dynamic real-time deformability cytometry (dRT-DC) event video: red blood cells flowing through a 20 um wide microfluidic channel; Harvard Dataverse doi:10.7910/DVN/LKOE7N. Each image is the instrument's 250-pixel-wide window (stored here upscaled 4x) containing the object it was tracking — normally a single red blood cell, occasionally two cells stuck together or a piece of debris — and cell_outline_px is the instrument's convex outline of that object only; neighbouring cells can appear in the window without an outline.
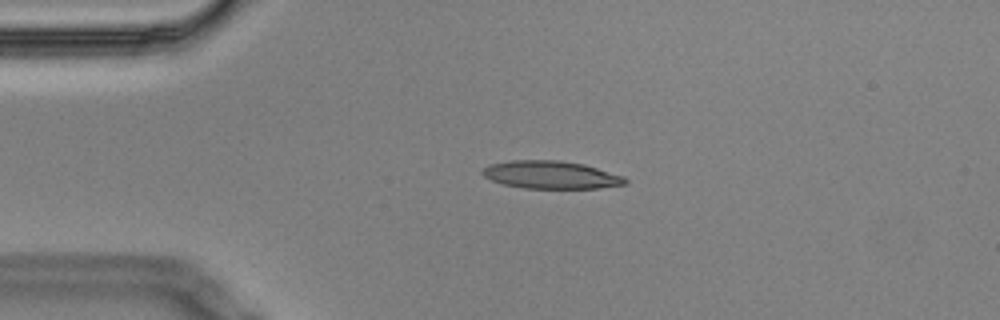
{"species": "Egyptian fruit bat (a non-hibernating species)", "species_latin": "Rousettus aegyptiacus", "temperature_condition": "cold", "stored_images_in_passage": 3, "camera_frame_rate_fps": 3000, "um_per_image_px": 0.085, "animal": {"sex": "male"}, "frame": {"image": 1, "passage_image": 2, "time_ms": 0.333, "image_size_px": [1000, 320], "cell_outline_px": [[628, 184], [600, 188], [524, 188], [504, 184], [492, 180], [484, 176], [480, 172], [488, 164], [512, 160], [560, 160], [584, 164], [624, 176], [628, 180]], "centroid_in_image_um": [46.85, 14.85], "position_along_channel_um": 38.1, "area_um2": 23.18}}